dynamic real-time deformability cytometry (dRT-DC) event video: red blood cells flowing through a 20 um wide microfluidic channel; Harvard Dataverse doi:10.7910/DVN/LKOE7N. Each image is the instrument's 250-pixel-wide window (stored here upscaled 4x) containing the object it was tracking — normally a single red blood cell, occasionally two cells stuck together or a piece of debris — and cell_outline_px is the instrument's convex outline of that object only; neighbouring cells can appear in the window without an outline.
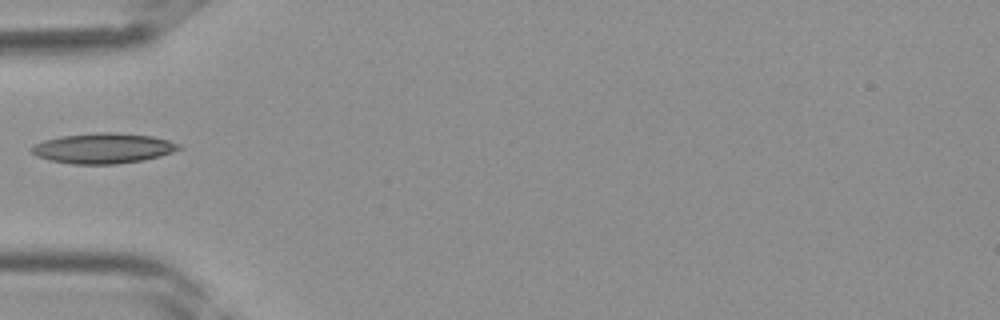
{"species": "Egyptian fruit bat (a non-hibernating species)", "species_latin": "Rousettus aegyptiacus", "temperature_condition": "room temperature", "stored_images_in_passage": 19, "camera_frame_rate_fps": 3000, "um_per_image_px": 0.085, "frame": {"image": 1, "passage_image": 1, "time_ms": 0.0, "image_size_px": [1000, 320], "cell_outline_px": [[184, 148], [160, 156], [144, 160], [116, 164], [72, 164], [48, 160], [36, 156], [28, 148], [32, 144], [44, 140], [60, 136], [96, 132], [112, 132], [152, 136], [168, 140], [180, 144]], "centroid_in_image_um": [8.74, 12.6], "position_along_channel_um": 76.3, "area_um2": 26.3}}
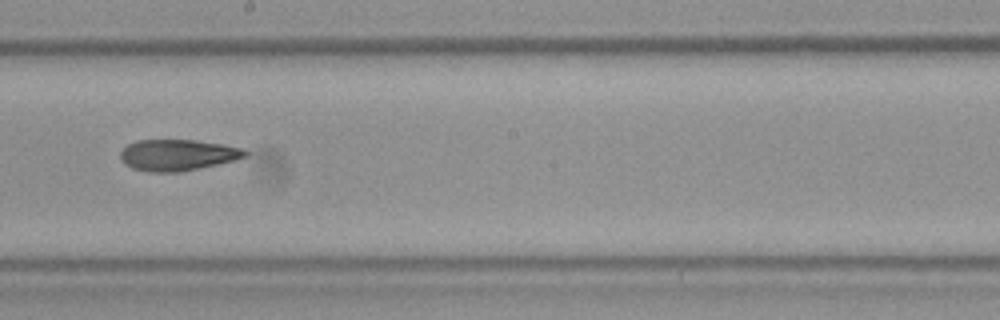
{"frame": {"image": 2, "passage_image": 10, "time_ms": 3.0, "image_size_px": [1000, 320], "cell_outline_px": [[248, 156], [236, 160], [200, 168], [180, 172], [148, 172], [132, 168], [124, 164], [120, 160], [120, 152], [128, 144], [136, 140], [196, 140], [224, 144], [240, 148], [248, 152]], "centroid_in_image_um": [15.09, 13.18], "position_along_channel_um": 233.1, "area_um2": 22.89}}
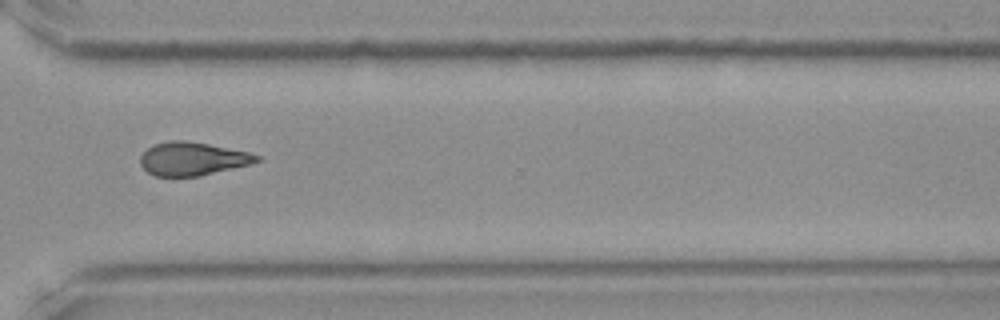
{"frame": {"image": 3, "passage_image": 17, "time_ms": 5.333, "image_size_px": [1000, 320], "cell_outline_px": [[264, 160], [252, 164], [200, 176], [152, 176], [140, 164], [140, 156], [148, 148], [156, 144], [168, 140], [184, 140], [208, 144], [248, 152], [264, 156]], "centroid_in_image_um": [16.42, 13.5], "position_along_channel_um": 354.2, "area_um2": 22.77}}